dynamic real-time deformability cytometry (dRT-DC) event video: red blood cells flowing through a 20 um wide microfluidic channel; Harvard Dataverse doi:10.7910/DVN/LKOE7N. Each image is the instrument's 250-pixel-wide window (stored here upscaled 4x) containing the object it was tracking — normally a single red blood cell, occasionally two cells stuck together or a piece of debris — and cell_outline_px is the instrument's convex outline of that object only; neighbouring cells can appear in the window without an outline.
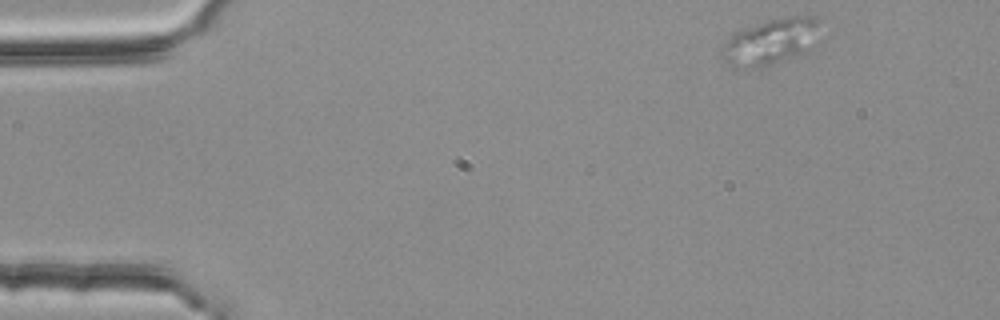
{"species": "common noctule bat (a hibernating species)", "species_latin": "Nyctalus noctula", "temperature_condition": "room temperature", "stored_images_in_passage": 3, "camera_frame_rate_fps": 3000, "um_per_image_px": 0.085, "animal": {"sex": "female", "body_mass_g": 25.1}, "frame": {"image": 1, "passage_image": 1, "time_ms": 0.0, "image_size_px": [1000, 320], "cell_outline_px": [[820, 20], [804, 48], [800, 52], [784, 60], [736, 72], [724, 60], [724, 44], [728, 36], [732, 32], [740, 28], [772, 20], [792, 16], [816, 16]], "centroid_in_image_um": [65.31, 3.55], "position_along_channel_um": 19.7, "area_um2": 25.14}}
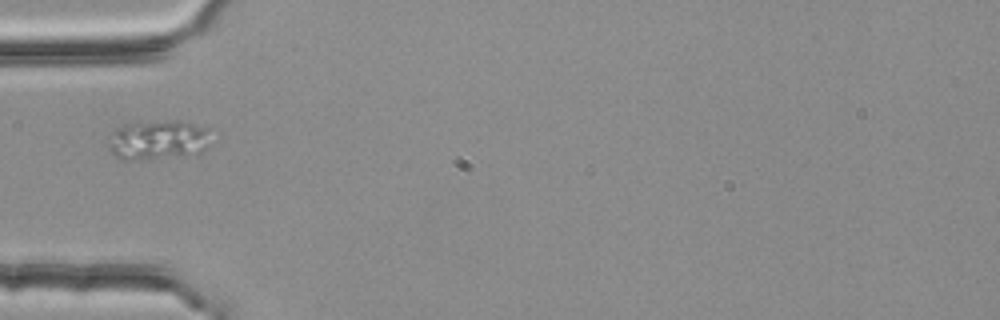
{"frame": {"image": 2, "passage_image": 3, "time_ms": 0.667, "image_size_px": [1000, 320], "cell_outline_px": [[208, 144], [200, 152], [132, 160], [124, 160], [116, 156], [108, 148], [108, 144], [112, 132], [124, 124], [192, 124], [208, 128]], "centroid_in_image_um": [13.35, 11.94], "position_along_channel_um": 71.6, "area_um2": 21.79}}